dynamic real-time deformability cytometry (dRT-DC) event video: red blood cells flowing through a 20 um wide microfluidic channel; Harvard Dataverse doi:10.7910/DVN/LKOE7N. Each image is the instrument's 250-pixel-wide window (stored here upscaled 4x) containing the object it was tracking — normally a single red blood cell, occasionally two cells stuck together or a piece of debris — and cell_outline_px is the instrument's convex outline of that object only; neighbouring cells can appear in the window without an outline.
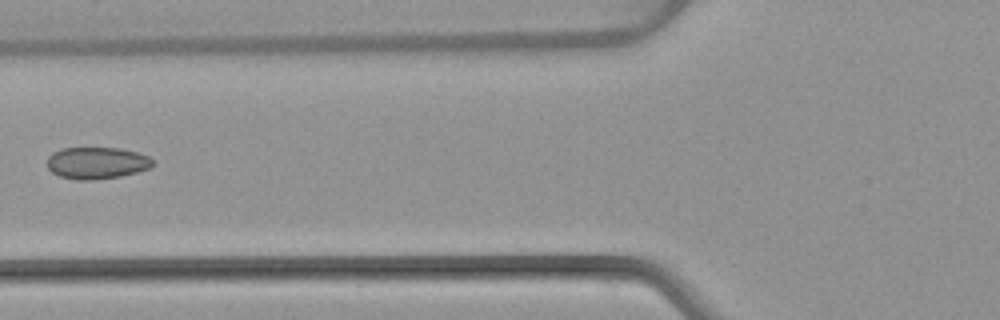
{"species": "common noctule bat (a hibernating species)", "species_latin": "Nyctalus noctula", "temperature_condition": "warm", "stored_images_in_passage": 5, "camera_frame_rate_fps": 3000, "um_per_image_px": 0.085, "animal": {"sex": "female", "body_mass_g": 22.7, "forearm_length_mm": 54.2}, "frame": {"image": 1, "passage_image": 4, "time_ms": 4.667, "image_size_px": [1000, 320], "cell_outline_px": [[152, 164], [148, 168], [136, 172], [120, 176], [92, 180], [76, 180], [60, 176], [52, 172], [48, 168], [48, 156], [52, 152], [64, 148], [120, 148], [136, 152], [148, 156], [152, 160]], "centroid_in_image_um": [8.19, 13.85], "position_along_channel_um": 117.6, "area_um2": 19.42}}
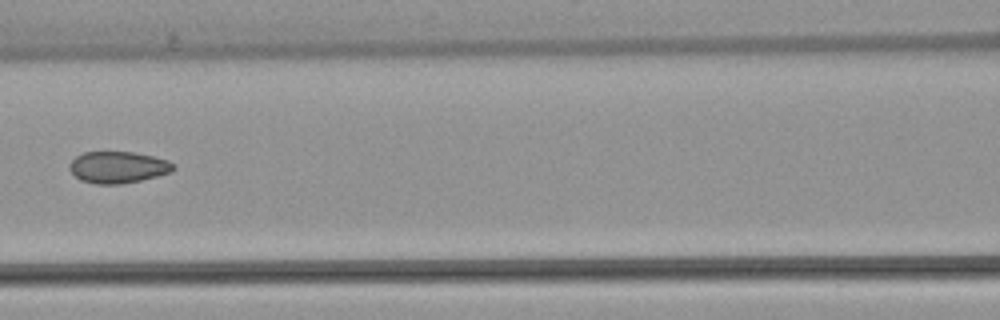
{"frame": {"image": 2, "passage_image": 5, "time_ms": 5.667, "image_size_px": [1000, 320], "cell_outline_px": [[176, 168], [172, 172], [140, 180], [120, 184], [96, 184], [80, 180], [68, 168], [68, 164], [76, 156], [84, 152], [136, 152], [168, 160], [176, 164]], "centroid_in_image_um": [10.04, 14.21], "position_along_channel_um": 156.6, "area_um2": 19.25}}